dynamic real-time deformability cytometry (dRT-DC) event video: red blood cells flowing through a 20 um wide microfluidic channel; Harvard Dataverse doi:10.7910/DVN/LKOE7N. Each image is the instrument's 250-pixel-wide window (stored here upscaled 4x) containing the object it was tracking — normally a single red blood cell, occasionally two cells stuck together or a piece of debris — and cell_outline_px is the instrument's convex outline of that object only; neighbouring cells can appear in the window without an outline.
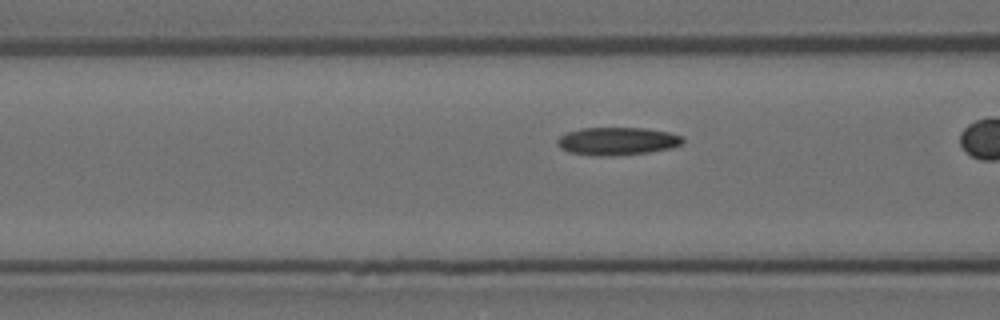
{"species": "Egyptian fruit bat (a non-hibernating species)", "species_latin": "Rousettus aegyptiacus", "temperature_condition": "room temperature", "stored_images_in_passage": 36, "camera_frame_rate_fps": 3000, "um_per_image_px": 0.085, "animal": {"sex": "female"}, "frame": {"image": 1, "passage_image": 14, "time_ms": 4.333, "image_size_px": [1000, 320], "cell_outline_px": [[684, 144], [672, 148], [648, 152], [612, 156], [592, 156], [568, 152], [560, 148], [556, 144], [556, 140], [560, 136], [568, 132], [580, 128], [648, 128], [668, 132], [684, 136]], "centroid_in_image_um": [52.48, 12.0], "position_along_channel_um": 114.1, "area_um2": 20.69}}
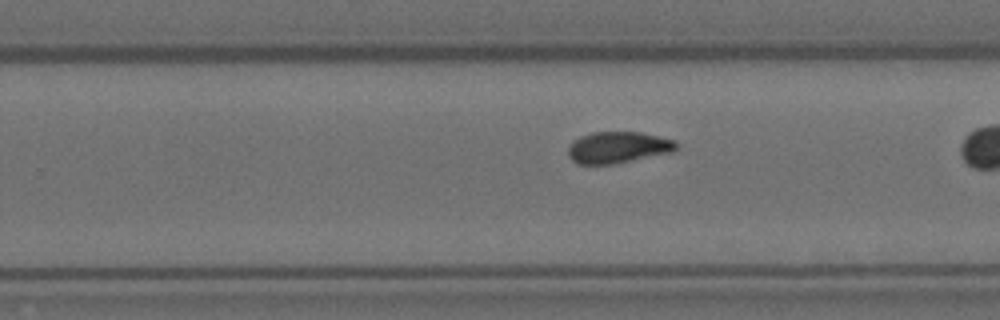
{"frame": {"image": 2, "passage_image": 28, "time_ms": 9.0, "image_size_px": [1000, 320], "cell_outline_px": [[680, 144], [672, 152], [612, 164], [580, 164], [572, 160], [568, 156], [568, 148], [580, 136], [592, 132], [640, 132], [676, 140]], "centroid_in_image_um": [52.56, 12.52], "position_along_channel_um": 277.2, "area_um2": 19.71}}
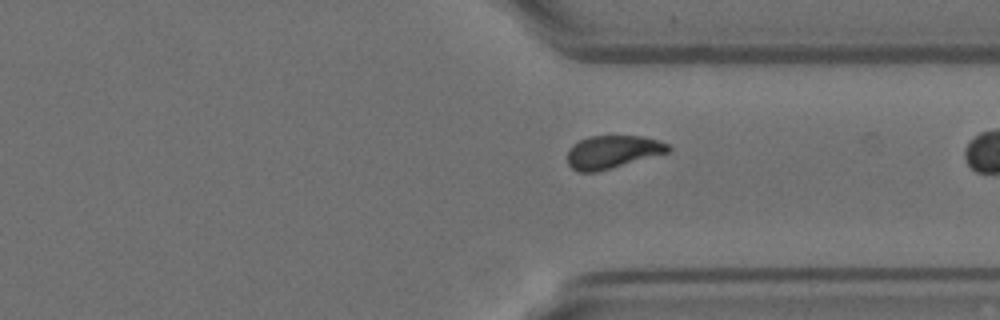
{"frame": {"image": 3, "passage_image": 35, "time_ms": 11.333, "image_size_px": [1000, 320], "cell_outline_px": [[672, 148], [668, 152], [596, 172], [580, 172], [572, 168], [568, 164], [568, 148], [572, 144], [588, 136], [644, 136], [668, 144]], "centroid_in_image_um": [52.03, 12.9], "position_along_channel_um": 359.4, "area_um2": 19.19}}